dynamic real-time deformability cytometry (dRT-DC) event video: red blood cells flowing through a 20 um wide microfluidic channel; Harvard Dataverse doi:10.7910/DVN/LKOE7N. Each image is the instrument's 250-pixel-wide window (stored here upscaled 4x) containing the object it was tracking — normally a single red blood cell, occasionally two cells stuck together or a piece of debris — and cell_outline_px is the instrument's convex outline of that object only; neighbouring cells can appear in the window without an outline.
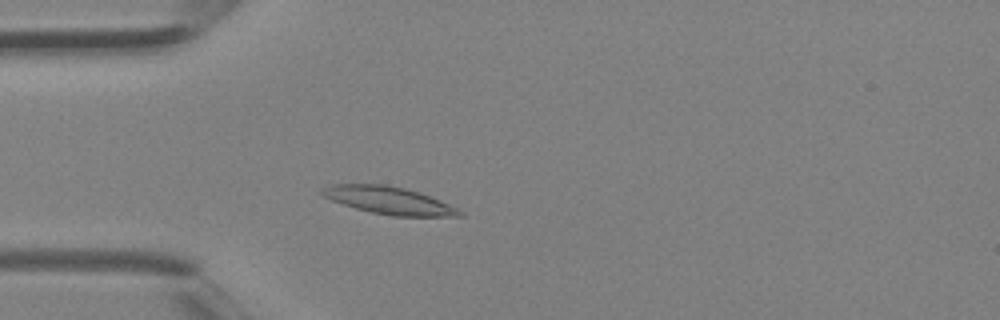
{"species": "Egyptian fruit bat (a non-hibernating species)", "species_latin": "Rousettus aegyptiacus", "temperature_condition": "room temperature", "stored_images_in_passage": 33, "camera_frame_rate_fps": 3000, "um_per_image_px": 0.085, "animal": {"sex": "female"}, "frame": {"image": 1, "passage_image": 8, "time_ms": 2.333, "image_size_px": [1000, 320], "cell_outline_px": [[464, 216], [392, 216], [372, 212], [356, 208], [332, 200], [324, 196], [320, 192], [320, 188], [332, 184], [384, 184], [404, 188], [420, 192], [440, 200], [464, 212]], "centroid_in_image_um": [33.06, 17.03], "position_along_channel_um": 51.9, "area_um2": 21.85}}
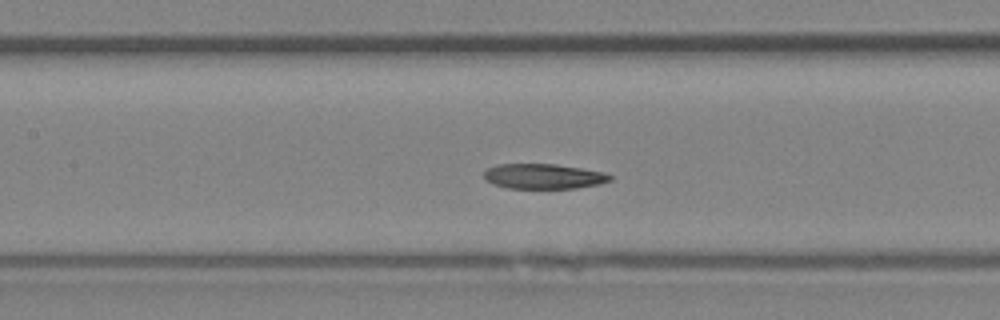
{"frame": {"image": 2, "passage_image": 15, "time_ms": 4.667, "image_size_px": [1000, 320], "cell_outline_px": [[612, 180], [600, 184], [576, 188], [508, 188], [492, 184], [484, 180], [484, 168], [496, 164], [556, 164], [604, 172], [612, 176]], "centroid_in_image_um": [46.16, 14.98], "position_along_channel_um": 161.2, "area_um2": 18.61}}
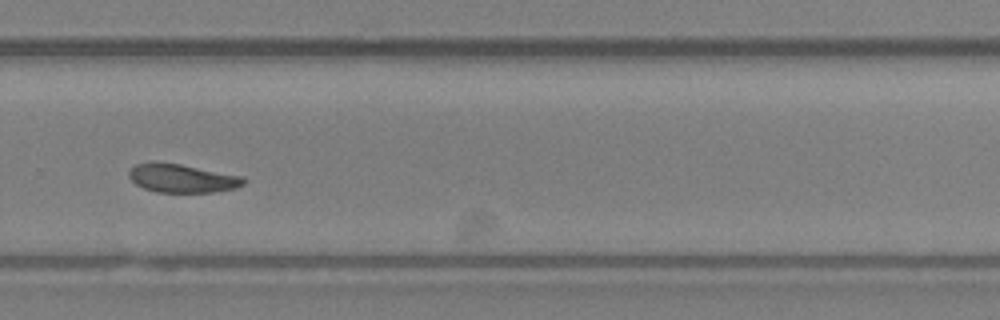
{"frame": {"image": 3, "passage_image": 24, "time_ms": 7.667, "image_size_px": [1000, 320], "cell_outline_px": [[244, 184], [236, 188], [212, 192], [156, 192], [144, 188], [136, 184], [128, 176], [128, 172], [136, 164], [180, 164], [244, 176]], "centroid_in_image_um": [15.53, 15.18], "position_along_channel_um": 314.3, "area_um2": 18.55}}